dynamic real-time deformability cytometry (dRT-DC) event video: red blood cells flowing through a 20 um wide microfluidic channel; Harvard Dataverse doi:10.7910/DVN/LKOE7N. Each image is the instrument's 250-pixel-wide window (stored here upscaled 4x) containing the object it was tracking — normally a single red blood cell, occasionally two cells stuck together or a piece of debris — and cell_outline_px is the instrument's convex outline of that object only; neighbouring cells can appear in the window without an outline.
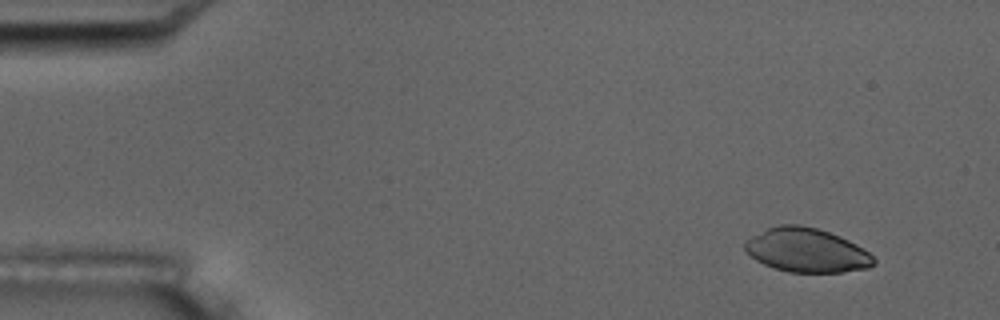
{"species": "common noctule bat (a hibernating species)", "species_latin": "Nyctalus noctula", "temperature_condition": "room temperature", "stored_images_in_passage": 6, "camera_frame_rate_fps": 3000, "um_per_image_px": 0.085, "animal": {"sex": "male", "body_mass_g": 17.5, "forearm_length_mm": 52.3}, "frame": {"image": 1, "passage_image": 1, "time_ms": 0.0, "image_size_px": [1000, 320], "cell_outline_px": [[876, 264], [868, 268], [840, 272], [788, 272], [772, 268], [756, 260], [744, 248], [744, 244], [752, 236], [768, 228], [780, 224], [800, 224], [816, 228], [840, 236], [856, 244], [868, 252], [876, 260]], "centroid_in_image_um": [68.57, 21.27], "position_along_channel_um": 16.4, "area_um2": 32.89}}